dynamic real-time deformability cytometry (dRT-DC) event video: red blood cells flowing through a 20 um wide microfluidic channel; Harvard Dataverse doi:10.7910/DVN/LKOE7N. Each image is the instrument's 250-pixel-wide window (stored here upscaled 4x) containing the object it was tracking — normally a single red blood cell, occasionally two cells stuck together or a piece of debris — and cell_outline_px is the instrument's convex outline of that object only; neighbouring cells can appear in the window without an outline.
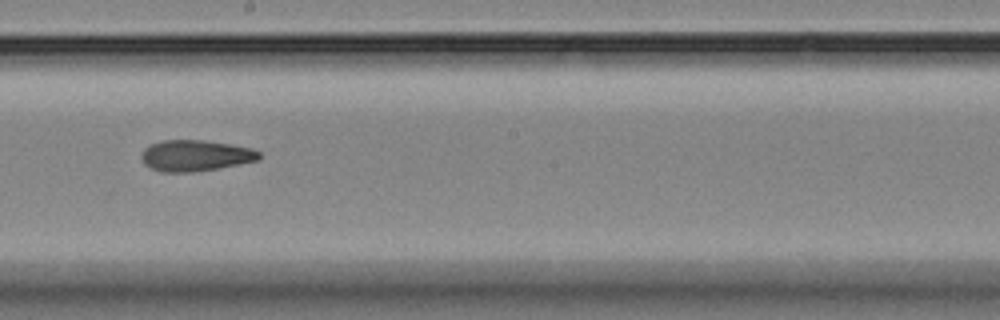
{"species": "Egyptian fruit bat (a non-hibernating species)", "species_latin": "Rousettus aegyptiacus", "temperature_condition": "room temperature", "stored_images_in_passage": 14, "camera_frame_rate_fps": 3000, "um_per_image_px": 0.085, "animal": {"sex": "female"}, "frame": {"image": 1, "passage_image": 10, "time_ms": 10.333, "image_size_px": [1000, 320], "cell_outline_px": [[260, 160], [216, 168], [192, 172], [160, 172], [144, 164], [140, 156], [144, 148], [160, 140], [204, 140], [252, 148], [260, 152]], "centroid_in_image_um": [16.58, 13.22], "position_along_channel_um": 231.6, "area_um2": 21.27}}
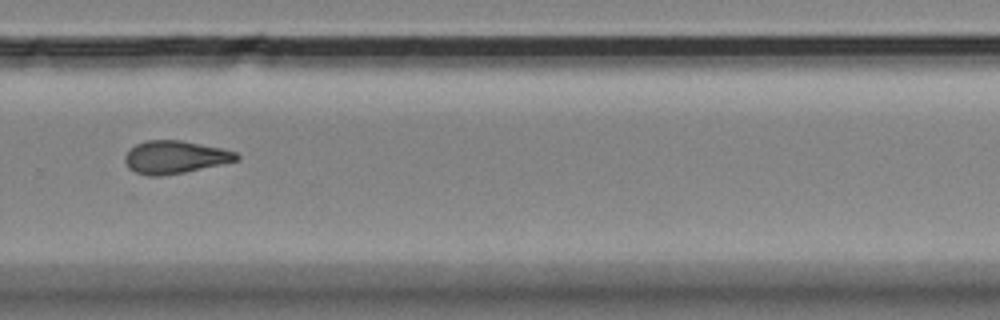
{"frame": {"image": 2, "passage_image": 12, "time_ms": 12.667, "image_size_px": [1000, 320], "cell_outline_px": [[240, 160], [184, 172], [160, 176], [148, 176], [136, 172], [128, 168], [124, 160], [124, 156], [136, 144], [144, 140], [180, 140], [220, 148], [236, 152], [240, 156]], "centroid_in_image_um": [14.86, 13.36], "position_along_channel_um": 314.9, "area_um2": 21.21}}
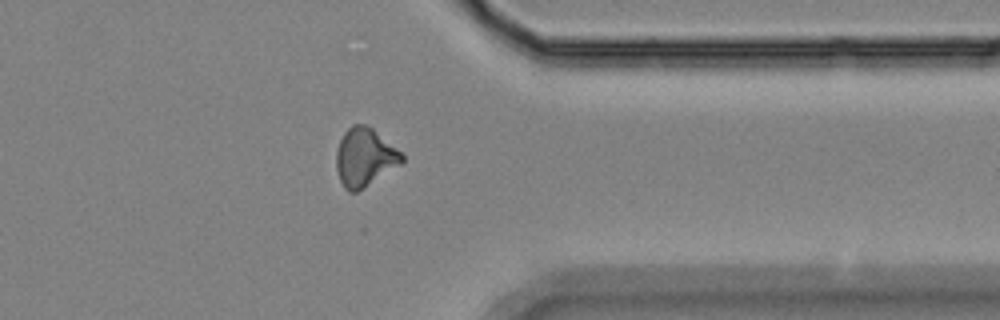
{"frame": {"image": 3, "passage_image": 14, "time_ms": 14.667, "image_size_px": [1000, 320], "cell_outline_px": [[404, 160], [400, 164], [364, 188], [356, 192], [348, 192], [344, 188], [340, 180], [336, 168], [336, 152], [340, 140], [344, 132], [352, 124], [364, 124], [372, 128], [400, 152], [404, 156]], "centroid_in_image_um": [30.96, 13.38], "position_along_channel_um": 380.4, "area_um2": 22.02}, "authors_computed_cell_mechanics": {"area_um2": 21.386, "velocity_mm_per_s": 3.593, "shape_relaxation_time_tau1_ms": null, "shape_relaxation_time_tau2_ms": 2.3525, "deformation_change_tau1": null, "deformation_change_tau2": 0.0894}}